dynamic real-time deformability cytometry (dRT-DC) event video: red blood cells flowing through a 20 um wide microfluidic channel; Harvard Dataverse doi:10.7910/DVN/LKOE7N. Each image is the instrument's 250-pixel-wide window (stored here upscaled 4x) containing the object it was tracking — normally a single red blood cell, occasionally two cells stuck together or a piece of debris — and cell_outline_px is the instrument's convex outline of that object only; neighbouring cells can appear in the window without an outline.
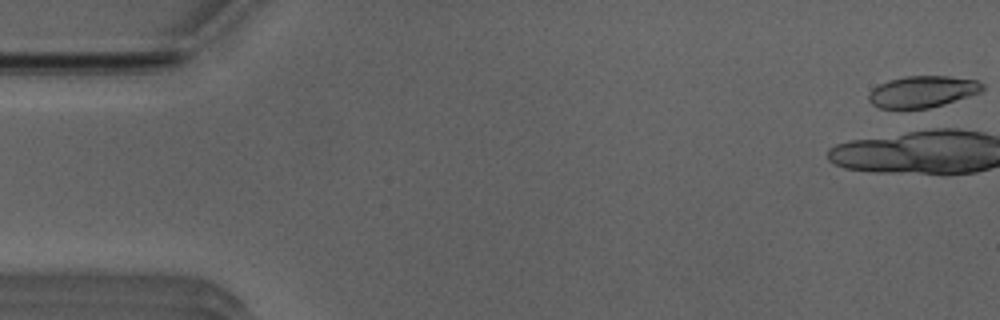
{"species": "Egyptian fruit bat (a non-hibernating species)", "species_latin": "Rousettus aegyptiacus", "temperature_condition": "room temperature", "stored_images_in_passage": 14, "camera_frame_rate_fps": 3000, "um_per_image_px": 0.085, "animal": {"sex": "male"}, "frame": {"image": 1, "passage_image": 1, "time_ms": 0.0, "image_size_px": [1000, 320], "cell_outline_px": [[984, 88], [980, 92], [944, 104], [928, 108], [880, 108], [872, 104], [868, 100], [868, 92], [872, 88], [888, 80], [904, 76], [948, 76], [976, 80], [984, 84]], "centroid_in_image_um": [78.38, 7.78], "position_along_channel_um": 6.6, "area_um2": 20.87}}